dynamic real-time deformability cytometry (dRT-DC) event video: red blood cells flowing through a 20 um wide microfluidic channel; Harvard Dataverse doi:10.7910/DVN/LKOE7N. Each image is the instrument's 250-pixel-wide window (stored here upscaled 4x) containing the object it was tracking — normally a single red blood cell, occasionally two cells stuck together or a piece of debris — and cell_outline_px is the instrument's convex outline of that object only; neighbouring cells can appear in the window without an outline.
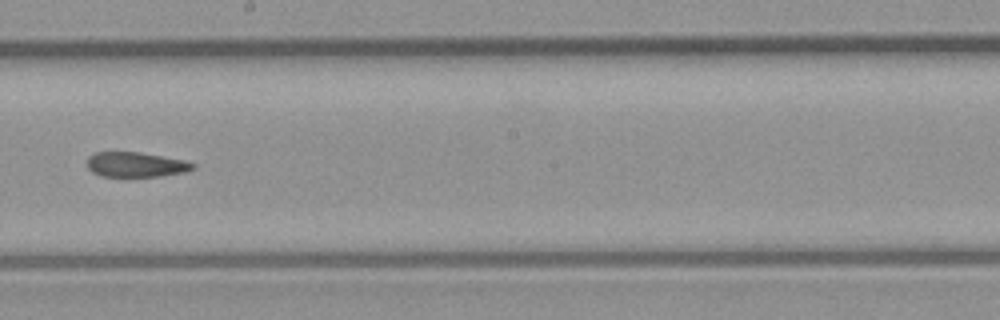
{"species": "common noctule bat (a hibernating species)", "species_latin": "Nyctalus noctula", "temperature_condition": "room temperature", "stored_images_in_passage": 37, "camera_frame_rate_fps": 3000, "um_per_image_px": 0.085, "animal": {"sex": "male", "body_mass_g": 23.1, "forearm_length_mm": 52.7}, "frame": {"image": 1, "passage_image": 27, "time_ms": 8.667, "image_size_px": [1000, 320], "cell_outline_px": [[196, 168], [188, 172], [160, 176], [100, 176], [92, 172], [88, 168], [88, 156], [96, 152], [136, 152], [184, 160], [196, 164]], "centroid_in_image_um": [11.57, 14.0], "position_along_channel_um": 236.6, "area_um2": 15.32}}
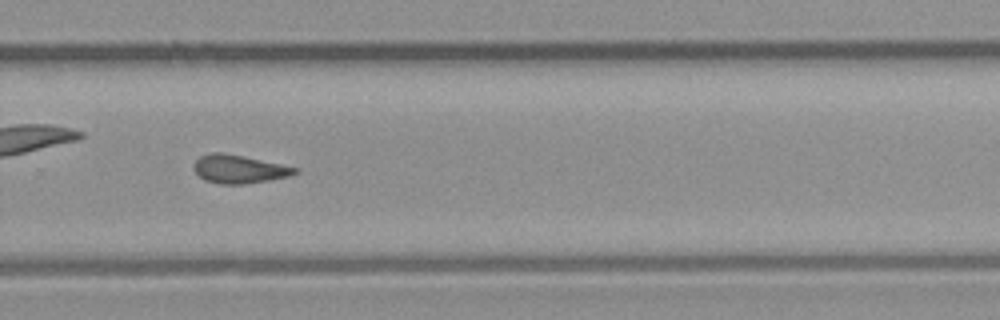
{"frame": {"image": 2, "passage_image": 32, "time_ms": 10.333, "image_size_px": [1000, 320], "cell_outline_px": [[300, 168], [292, 176], [244, 184], [220, 184], [204, 180], [192, 168], [192, 164], [200, 156], [212, 152], [224, 152]], "centroid_in_image_um": [20.3, 14.37], "position_along_channel_um": 309.5, "area_um2": 16.76}, "authors_computed_cell_mechanics": {"area_um2": 17.5712, "velocity_mm_per_s": 4.3818, "shape_relaxation_time_tau1_ms": null, "shape_relaxation_time_tau2_ms": 5.1167, "deformation_change_tau1": null, "deformation_change_tau2": 0.1478}}